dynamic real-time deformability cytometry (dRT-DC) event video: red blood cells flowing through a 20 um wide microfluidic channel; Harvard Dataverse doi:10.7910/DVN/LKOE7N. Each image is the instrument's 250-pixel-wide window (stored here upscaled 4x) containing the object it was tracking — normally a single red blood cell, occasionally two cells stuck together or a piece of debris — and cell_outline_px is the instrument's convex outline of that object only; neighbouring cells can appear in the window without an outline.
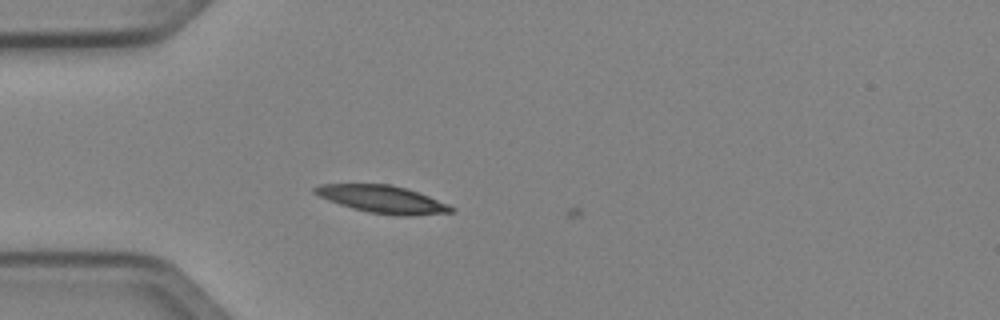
{"species": "Egyptian fruit bat (a non-hibernating species)", "species_latin": "Rousettus aegyptiacus", "temperature_condition": "cold", "stored_images_in_passage": 16, "camera_frame_rate_fps": 3000, "um_per_image_px": 0.085, "animal": {"sex": "female"}, "frame": {"image": 1, "passage_image": 15, "time_ms": 4.667, "image_size_px": [1000, 320], "cell_outline_px": [[456, 212], [412, 216], [396, 216], [368, 212], [352, 208], [328, 200], [312, 192], [312, 188], [320, 184], [388, 184], [404, 188], [428, 196], [448, 204], [456, 208]], "centroid_in_image_um": [32.53, 16.95], "position_along_channel_um": 52.5, "area_um2": 21.85}}